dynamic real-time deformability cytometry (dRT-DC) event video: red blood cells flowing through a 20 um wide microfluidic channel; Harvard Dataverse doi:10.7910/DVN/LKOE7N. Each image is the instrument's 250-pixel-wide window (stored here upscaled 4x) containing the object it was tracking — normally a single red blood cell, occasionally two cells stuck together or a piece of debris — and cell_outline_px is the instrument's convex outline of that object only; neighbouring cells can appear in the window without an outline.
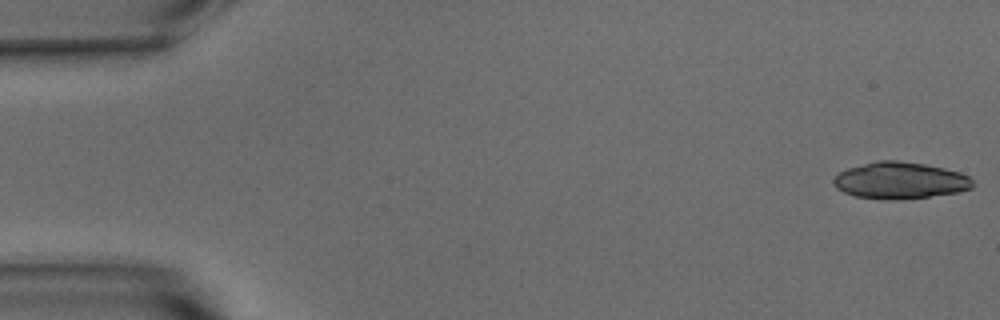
{"species": "common noctule bat (a hibernating species)", "species_latin": "Nyctalus noctula", "temperature_condition": "warm", "stored_images_in_passage": 52, "camera_frame_rate_fps": 3000, "um_per_image_px": 0.085, "animal": {"sex": "male", "body_mass_g": 15.6}, "frame": {"image": 1, "passage_image": 1, "time_ms": 0.0, "image_size_px": [1000, 320], "cell_outline_px": [[972, 188], [956, 192], [900, 200], [896, 200], [856, 196], [844, 192], [836, 188], [832, 180], [840, 172], [848, 168], [876, 160], [896, 160], [924, 164], [944, 168], [960, 172], [968, 176], [972, 180]], "centroid_in_image_um": [76.49, 15.33], "position_along_channel_um": 8.5, "area_um2": 29.48}}
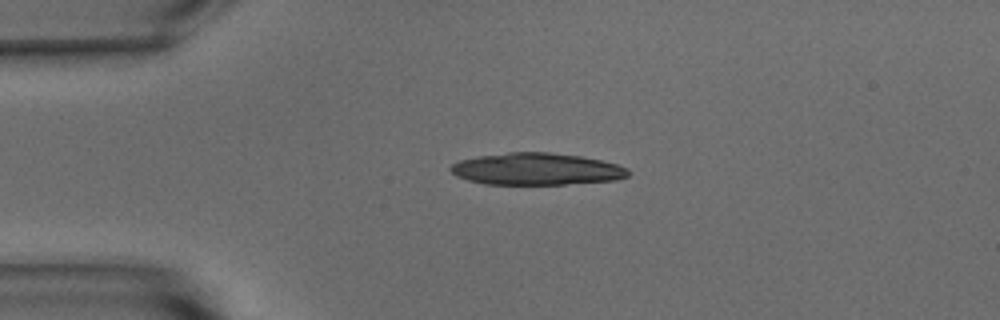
{"frame": {"image": 2, "passage_image": 12, "time_ms": 3.667, "image_size_px": [1000, 320], "cell_outline_px": [[632, 172], [628, 176], [616, 180], [564, 184], [484, 184], [468, 180], [456, 176], [448, 168], [452, 164], [460, 160], [480, 156], [508, 152], [548, 152], [580, 156], [600, 160], [616, 164], [628, 168]], "centroid_in_image_um": [45.61, 14.37], "position_along_channel_um": 39.4, "area_um2": 33.06}}